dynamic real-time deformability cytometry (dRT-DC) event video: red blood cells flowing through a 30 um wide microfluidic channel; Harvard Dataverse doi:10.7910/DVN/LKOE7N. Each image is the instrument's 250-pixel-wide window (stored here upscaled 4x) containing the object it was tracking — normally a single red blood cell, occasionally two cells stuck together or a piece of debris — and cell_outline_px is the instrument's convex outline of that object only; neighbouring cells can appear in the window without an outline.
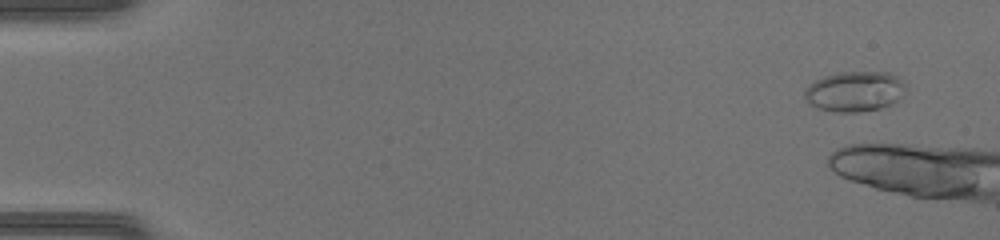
{"species": "common noctule bat (a hibernating species)", "species_latin": "Nyctalus noctula", "temperature_condition": "warm", "stored_images_in_passage": 8, "camera_frame_rate_fps": 3000, "um_per_image_px": 0.085, "animal": {"sex": "female", "body_mass_g": 17.0, "forearm_length_mm": 48.0}, "frame": {"image": 1, "passage_image": 4, "time_ms": 1.0, "image_size_px": [1000, 240], "cell_outline_px": [[908, 84], [900, 96], [892, 104], [880, 108], [860, 112], [836, 112], [816, 108], [808, 104], [804, 100], [804, 92], [808, 84], [824, 76], [836, 72], [888, 72], [904, 80]], "centroid_in_image_um": [72.62, 7.77], "position_along_channel_um": 12.4, "area_um2": 24.04}}